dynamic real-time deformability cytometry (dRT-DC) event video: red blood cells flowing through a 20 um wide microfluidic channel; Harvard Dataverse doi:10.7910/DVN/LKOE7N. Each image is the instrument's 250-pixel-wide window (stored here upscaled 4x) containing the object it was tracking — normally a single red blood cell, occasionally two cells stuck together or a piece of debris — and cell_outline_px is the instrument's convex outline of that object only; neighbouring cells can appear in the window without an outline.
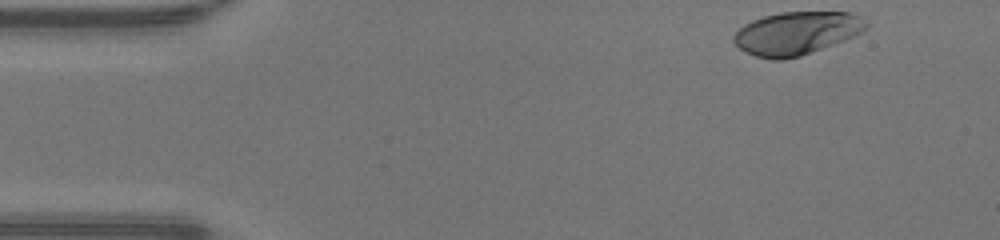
{"species": "human", "species_latin": "Homo sapiens", "temperature_condition": "warm", "stored_images_in_passage": 44, "camera_frame_rate_fps": 3000, "um_per_image_px": 0.085, "donor": {"sex": "male"}, "frame": {"image": 1, "passage_image": 1, "time_ms": 0.0, "image_size_px": [1000, 240], "cell_outline_px": [[868, 28], [844, 40], [800, 56], [780, 60], [772, 60], [756, 56], [740, 48], [732, 40], [732, 36], [744, 24], [752, 20], [764, 16], [780, 12], [852, 12], [860, 16], [868, 24]], "centroid_in_image_um": [67.69, 2.81], "position_along_channel_um": 17.3, "area_um2": 33.0}}
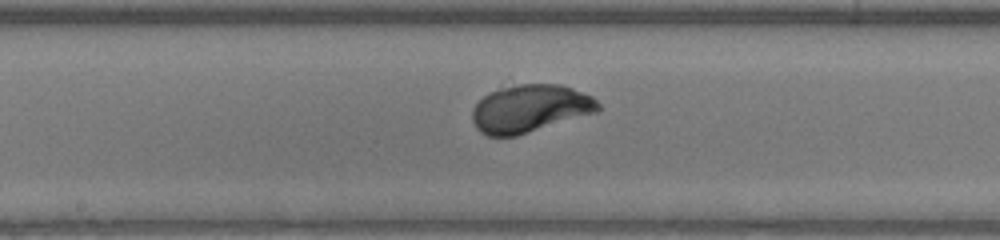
{"frame": {"image": 2, "passage_image": 21, "time_ms": 6.667, "image_size_px": [1000, 240], "cell_outline_px": [[600, 108], [596, 112], [516, 136], [488, 136], [480, 132], [476, 128], [472, 120], [472, 108], [488, 92], [500, 88], [520, 84], [560, 84], [572, 88], [592, 96], [600, 104]], "centroid_in_image_um": [45.02, 9.22], "position_along_channel_um": 203.2, "area_um2": 34.85}}
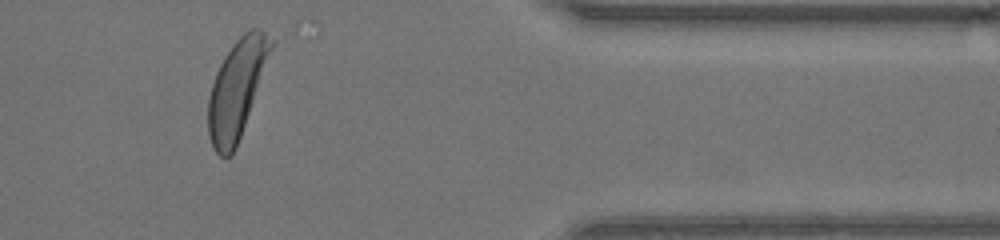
{"frame": {"image": 3, "passage_image": 36, "time_ms": 11.667, "image_size_px": [1000, 240], "cell_outline_px": [[276, 44], [236, 148], [228, 156], [220, 156], [216, 152], [212, 144], [208, 132], [208, 100], [212, 84], [216, 72], [224, 56], [232, 44], [248, 28], [260, 28], [276, 40]], "centroid_in_image_um": [20.18, 7.48], "position_along_channel_um": 391.2, "area_um2": 36.24}, "authors_computed_cell_mechanics": {"area_um2": 34.8823, "velocity_mm_per_s": 4.3096, "shape_relaxation_time_tau1_ms": 2.0112, "shape_relaxation_time_tau2_ms": null, "deformation_change_tau1": 0.1876, "deformation_change_tau2": null}}